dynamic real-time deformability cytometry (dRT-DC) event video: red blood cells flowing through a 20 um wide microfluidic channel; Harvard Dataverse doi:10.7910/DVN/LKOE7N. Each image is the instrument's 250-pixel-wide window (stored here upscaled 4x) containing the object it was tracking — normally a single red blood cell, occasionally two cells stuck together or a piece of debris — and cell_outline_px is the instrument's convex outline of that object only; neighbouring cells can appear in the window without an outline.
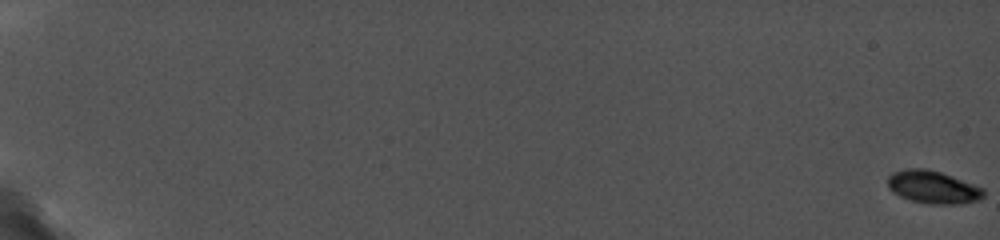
{"species": "common noctule bat (a hibernating species)", "species_latin": "Nyctalus noctula", "temperature_condition": "cold", "stored_images_in_passage": 82, "camera_frame_rate_fps": 5000, "um_per_image_px": 0.085, "animal": {"sex": "female", "body_mass_g": 19.0, "forearm_length_mm": 56.7}, "frame": {"image": 1, "passage_image": 1, "time_ms": 0.0, "image_size_px": [1000, 240], "cell_outline_px": [[984, 196], [980, 200], [960, 204], [932, 204], [912, 200], [900, 196], [892, 192], [888, 188], [888, 176], [892, 172], [904, 168], [928, 168], [952, 176], [984, 188]], "centroid_in_image_um": [79.29, 15.9], "position_along_channel_um": 5.7, "area_um2": 18.44}}
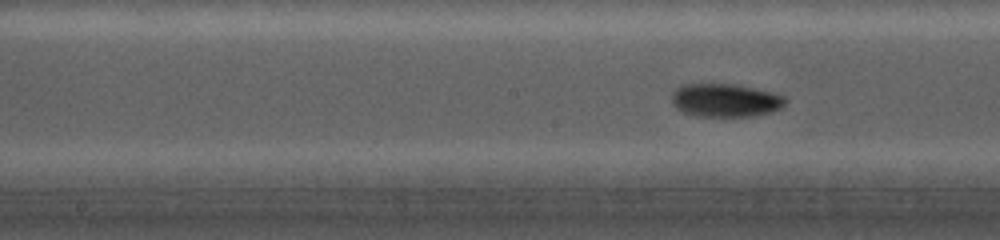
{"frame": {"image": 2, "passage_image": 53, "time_ms": 11.2, "image_size_px": [1000, 240], "cell_outline_px": [[788, 100], [780, 108], [772, 112], [756, 116], [696, 116], [684, 112], [676, 108], [672, 104], [672, 92], [676, 88], [684, 84], [736, 84], [772, 92], [784, 96]], "centroid_in_image_um": [61.66, 8.52], "position_along_channel_um": 186.5, "area_um2": 22.14}}
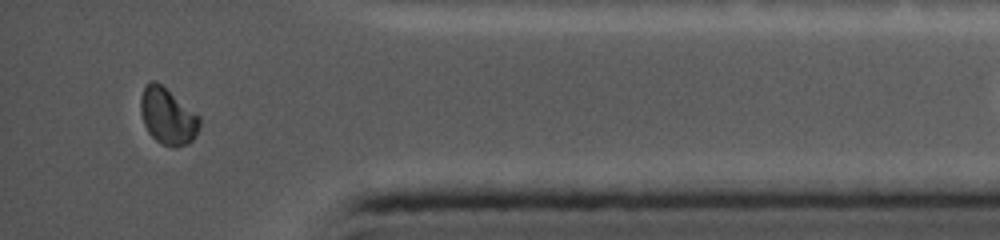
{"frame": {"image": 3, "passage_image": 81, "time_ms": 17.6, "image_size_px": [1000, 240], "cell_outline_px": [[200, 128], [196, 136], [188, 144], [176, 148], [160, 144], [148, 132], [144, 124], [140, 112], [140, 100], [144, 88], [152, 80], [156, 80], [200, 116]], "centroid_in_image_um": [14.26, 9.91], "position_along_channel_um": 420.9, "area_um2": 19.48}, "authors_computed_cell_mechanics": {"area_um2": 20.2589, "velocity_mm_per_s": 3.7626, "shape_relaxation_time_tau1_ms": 4.1955, "shape_relaxation_time_tau2_ms": null, "deformation_change_tau1": 0.1192, "deformation_change_tau2": null}}